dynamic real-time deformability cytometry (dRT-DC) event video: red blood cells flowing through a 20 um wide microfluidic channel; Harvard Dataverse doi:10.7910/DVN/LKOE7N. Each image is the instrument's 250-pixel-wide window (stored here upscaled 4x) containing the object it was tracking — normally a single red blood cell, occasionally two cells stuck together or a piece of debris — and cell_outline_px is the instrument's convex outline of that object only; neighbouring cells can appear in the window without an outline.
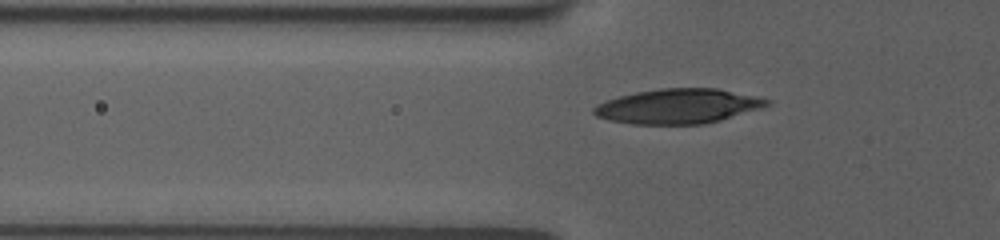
{"species": "human", "species_latin": "Homo sapiens", "temperature_condition": "room temperature", "stored_images_in_passage": 31, "camera_frame_rate_fps": 3000, "um_per_image_px": 0.085, "donor": {"sex": "female"}, "frame": {"image": 1, "passage_image": 2, "time_ms": 0.333, "image_size_px": [1000, 240], "cell_outline_px": [[772, 104], [760, 108], [720, 120], [704, 124], [632, 124], [608, 120], [596, 116], [592, 112], [592, 108], [596, 104], [620, 96], [636, 92], [660, 88], [716, 88], [756, 96], [772, 100]], "centroid_in_image_um": [57.63, 9.03], "position_along_channel_um": 68.2, "area_um2": 35.03}}
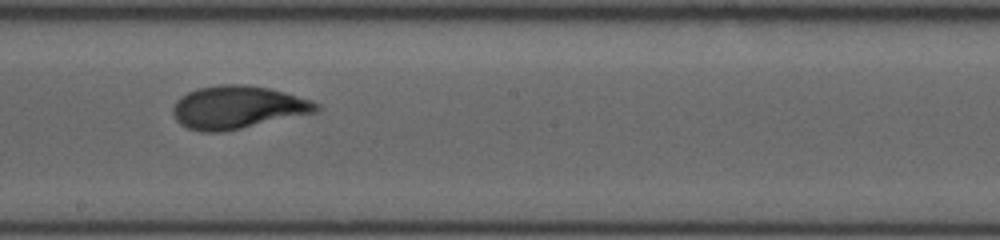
{"frame": {"image": 2, "passage_image": 17, "time_ms": 4.667, "image_size_px": [1000, 240], "cell_outline_px": [[320, 108], [316, 112], [240, 128], [220, 132], [200, 132], [188, 128], [180, 124], [176, 120], [172, 112], [172, 108], [176, 100], [180, 96], [188, 92], [200, 88], [220, 84], [248, 84], [268, 88], [284, 92], [312, 100], [320, 104]], "centroid_in_image_um": [20.17, 9.11], "position_along_channel_um": 228.0, "area_um2": 35.72}}
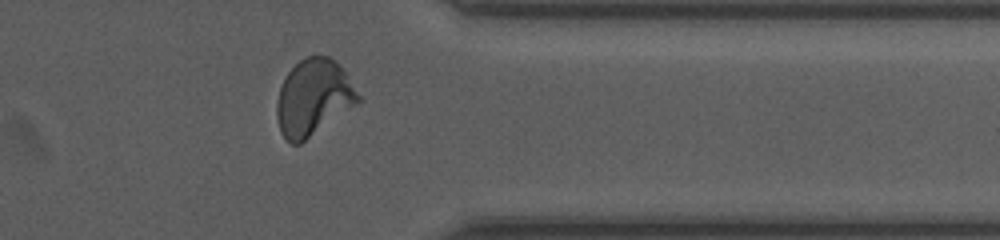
{"frame": {"image": 3, "passage_image": 27, "time_ms": 9.0, "image_size_px": [1000, 240], "cell_outline_px": [[360, 100], [300, 144], [292, 144], [280, 132], [276, 116], [276, 104], [280, 88], [288, 72], [300, 60], [308, 56], [328, 56], [336, 60], [348, 76], [360, 96]], "centroid_in_image_um": [26.61, 8.28], "position_along_channel_um": 384.8, "area_um2": 35.49}}